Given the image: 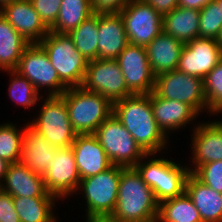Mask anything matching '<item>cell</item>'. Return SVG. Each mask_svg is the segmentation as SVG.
Instances as JSON below:
<instances>
[{
    "label": "cell",
    "mask_w": 222,
    "mask_h": 222,
    "mask_svg": "<svg viewBox=\"0 0 222 222\" xmlns=\"http://www.w3.org/2000/svg\"><path fill=\"white\" fill-rule=\"evenodd\" d=\"M199 21V10L177 7L163 15V32L187 43L199 38Z\"/></svg>",
    "instance_id": "obj_25"
},
{
    "label": "cell",
    "mask_w": 222,
    "mask_h": 222,
    "mask_svg": "<svg viewBox=\"0 0 222 222\" xmlns=\"http://www.w3.org/2000/svg\"><path fill=\"white\" fill-rule=\"evenodd\" d=\"M112 165L134 168L141 160L154 155L146 153L123 124L112 114L94 132Z\"/></svg>",
    "instance_id": "obj_6"
},
{
    "label": "cell",
    "mask_w": 222,
    "mask_h": 222,
    "mask_svg": "<svg viewBox=\"0 0 222 222\" xmlns=\"http://www.w3.org/2000/svg\"><path fill=\"white\" fill-rule=\"evenodd\" d=\"M56 150L55 146L49 143L29 124H26L19 162L43 177L51 165Z\"/></svg>",
    "instance_id": "obj_19"
},
{
    "label": "cell",
    "mask_w": 222,
    "mask_h": 222,
    "mask_svg": "<svg viewBox=\"0 0 222 222\" xmlns=\"http://www.w3.org/2000/svg\"><path fill=\"white\" fill-rule=\"evenodd\" d=\"M0 188L12 197H55L46 190L43 177L21 162L9 165L4 184Z\"/></svg>",
    "instance_id": "obj_21"
},
{
    "label": "cell",
    "mask_w": 222,
    "mask_h": 222,
    "mask_svg": "<svg viewBox=\"0 0 222 222\" xmlns=\"http://www.w3.org/2000/svg\"><path fill=\"white\" fill-rule=\"evenodd\" d=\"M150 4L162 16L178 7V0H142Z\"/></svg>",
    "instance_id": "obj_39"
},
{
    "label": "cell",
    "mask_w": 222,
    "mask_h": 222,
    "mask_svg": "<svg viewBox=\"0 0 222 222\" xmlns=\"http://www.w3.org/2000/svg\"><path fill=\"white\" fill-rule=\"evenodd\" d=\"M116 60L131 94H150L154 90L155 75L145 47L129 43Z\"/></svg>",
    "instance_id": "obj_13"
},
{
    "label": "cell",
    "mask_w": 222,
    "mask_h": 222,
    "mask_svg": "<svg viewBox=\"0 0 222 222\" xmlns=\"http://www.w3.org/2000/svg\"><path fill=\"white\" fill-rule=\"evenodd\" d=\"M120 15L130 44L146 47L163 31V16L142 0H132Z\"/></svg>",
    "instance_id": "obj_12"
},
{
    "label": "cell",
    "mask_w": 222,
    "mask_h": 222,
    "mask_svg": "<svg viewBox=\"0 0 222 222\" xmlns=\"http://www.w3.org/2000/svg\"><path fill=\"white\" fill-rule=\"evenodd\" d=\"M40 108L39 117L29 125L56 148L69 147L75 140L65 99L61 95H48Z\"/></svg>",
    "instance_id": "obj_8"
},
{
    "label": "cell",
    "mask_w": 222,
    "mask_h": 222,
    "mask_svg": "<svg viewBox=\"0 0 222 222\" xmlns=\"http://www.w3.org/2000/svg\"><path fill=\"white\" fill-rule=\"evenodd\" d=\"M61 96L65 99L71 126L76 134H94L113 114L110 100L82 86L68 88Z\"/></svg>",
    "instance_id": "obj_3"
},
{
    "label": "cell",
    "mask_w": 222,
    "mask_h": 222,
    "mask_svg": "<svg viewBox=\"0 0 222 222\" xmlns=\"http://www.w3.org/2000/svg\"><path fill=\"white\" fill-rule=\"evenodd\" d=\"M142 159L135 165L143 181L152 189L158 203L185 193L186 180L191 173L189 167L180 166L168 159Z\"/></svg>",
    "instance_id": "obj_5"
},
{
    "label": "cell",
    "mask_w": 222,
    "mask_h": 222,
    "mask_svg": "<svg viewBox=\"0 0 222 222\" xmlns=\"http://www.w3.org/2000/svg\"><path fill=\"white\" fill-rule=\"evenodd\" d=\"M71 147L81 179L95 176L112 166L94 134H77Z\"/></svg>",
    "instance_id": "obj_17"
},
{
    "label": "cell",
    "mask_w": 222,
    "mask_h": 222,
    "mask_svg": "<svg viewBox=\"0 0 222 222\" xmlns=\"http://www.w3.org/2000/svg\"><path fill=\"white\" fill-rule=\"evenodd\" d=\"M29 44L0 13V69L15 70Z\"/></svg>",
    "instance_id": "obj_26"
},
{
    "label": "cell",
    "mask_w": 222,
    "mask_h": 222,
    "mask_svg": "<svg viewBox=\"0 0 222 222\" xmlns=\"http://www.w3.org/2000/svg\"><path fill=\"white\" fill-rule=\"evenodd\" d=\"M82 87L101 94L112 103L132 95L117 60L98 58L89 61Z\"/></svg>",
    "instance_id": "obj_11"
},
{
    "label": "cell",
    "mask_w": 222,
    "mask_h": 222,
    "mask_svg": "<svg viewBox=\"0 0 222 222\" xmlns=\"http://www.w3.org/2000/svg\"><path fill=\"white\" fill-rule=\"evenodd\" d=\"M214 1L222 9V0H214Z\"/></svg>",
    "instance_id": "obj_45"
},
{
    "label": "cell",
    "mask_w": 222,
    "mask_h": 222,
    "mask_svg": "<svg viewBox=\"0 0 222 222\" xmlns=\"http://www.w3.org/2000/svg\"><path fill=\"white\" fill-rule=\"evenodd\" d=\"M132 0H91L93 14L120 13Z\"/></svg>",
    "instance_id": "obj_37"
},
{
    "label": "cell",
    "mask_w": 222,
    "mask_h": 222,
    "mask_svg": "<svg viewBox=\"0 0 222 222\" xmlns=\"http://www.w3.org/2000/svg\"><path fill=\"white\" fill-rule=\"evenodd\" d=\"M42 22L50 30L58 17L62 0H30Z\"/></svg>",
    "instance_id": "obj_36"
},
{
    "label": "cell",
    "mask_w": 222,
    "mask_h": 222,
    "mask_svg": "<svg viewBox=\"0 0 222 222\" xmlns=\"http://www.w3.org/2000/svg\"><path fill=\"white\" fill-rule=\"evenodd\" d=\"M221 59L217 40L199 37L184 44L177 70L204 79Z\"/></svg>",
    "instance_id": "obj_15"
},
{
    "label": "cell",
    "mask_w": 222,
    "mask_h": 222,
    "mask_svg": "<svg viewBox=\"0 0 222 222\" xmlns=\"http://www.w3.org/2000/svg\"><path fill=\"white\" fill-rule=\"evenodd\" d=\"M25 128L19 132L13 123L0 125V158L8 163L20 160L21 145Z\"/></svg>",
    "instance_id": "obj_31"
},
{
    "label": "cell",
    "mask_w": 222,
    "mask_h": 222,
    "mask_svg": "<svg viewBox=\"0 0 222 222\" xmlns=\"http://www.w3.org/2000/svg\"><path fill=\"white\" fill-rule=\"evenodd\" d=\"M13 0H0V8L3 6V5H5V4H7V3H10V2H12Z\"/></svg>",
    "instance_id": "obj_44"
},
{
    "label": "cell",
    "mask_w": 222,
    "mask_h": 222,
    "mask_svg": "<svg viewBox=\"0 0 222 222\" xmlns=\"http://www.w3.org/2000/svg\"><path fill=\"white\" fill-rule=\"evenodd\" d=\"M39 44L48 54L60 81L67 88L82 86L88 62L77 51L68 34L50 31Z\"/></svg>",
    "instance_id": "obj_4"
},
{
    "label": "cell",
    "mask_w": 222,
    "mask_h": 222,
    "mask_svg": "<svg viewBox=\"0 0 222 222\" xmlns=\"http://www.w3.org/2000/svg\"><path fill=\"white\" fill-rule=\"evenodd\" d=\"M0 13L30 44L39 43L50 32L30 0H13Z\"/></svg>",
    "instance_id": "obj_16"
},
{
    "label": "cell",
    "mask_w": 222,
    "mask_h": 222,
    "mask_svg": "<svg viewBox=\"0 0 222 222\" xmlns=\"http://www.w3.org/2000/svg\"><path fill=\"white\" fill-rule=\"evenodd\" d=\"M10 163L0 158V186L2 185ZM3 180V181H2ZM2 181V182H1Z\"/></svg>",
    "instance_id": "obj_41"
},
{
    "label": "cell",
    "mask_w": 222,
    "mask_h": 222,
    "mask_svg": "<svg viewBox=\"0 0 222 222\" xmlns=\"http://www.w3.org/2000/svg\"><path fill=\"white\" fill-rule=\"evenodd\" d=\"M192 153L196 167L190 169L193 173L200 165L208 162L222 161V122H208L197 125L193 131Z\"/></svg>",
    "instance_id": "obj_18"
},
{
    "label": "cell",
    "mask_w": 222,
    "mask_h": 222,
    "mask_svg": "<svg viewBox=\"0 0 222 222\" xmlns=\"http://www.w3.org/2000/svg\"><path fill=\"white\" fill-rule=\"evenodd\" d=\"M158 221L202 222L198 209L186 193L160 202L158 207Z\"/></svg>",
    "instance_id": "obj_29"
},
{
    "label": "cell",
    "mask_w": 222,
    "mask_h": 222,
    "mask_svg": "<svg viewBox=\"0 0 222 222\" xmlns=\"http://www.w3.org/2000/svg\"><path fill=\"white\" fill-rule=\"evenodd\" d=\"M159 203L135 168H124L112 222H157Z\"/></svg>",
    "instance_id": "obj_2"
},
{
    "label": "cell",
    "mask_w": 222,
    "mask_h": 222,
    "mask_svg": "<svg viewBox=\"0 0 222 222\" xmlns=\"http://www.w3.org/2000/svg\"><path fill=\"white\" fill-rule=\"evenodd\" d=\"M211 2H214V0H178V7L196 9L200 11Z\"/></svg>",
    "instance_id": "obj_40"
},
{
    "label": "cell",
    "mask_w": 222,
    "mask_h": 222,
    "mask_svg": "<svg viewBox=\"0 0 222 222\" xmlns=\"http://www.w3.org/2000/svg\"><path fill=\"white\" fill-rule=\"evenodd\" d=\"M43 180L48 193L57 199L77 192L81 178L71 146L57 148Z\"/></svg>",
    "instance_id": "obj_14"
},
{
    "label": "cell",
    "mask_w": 222,
    "mask_h": 222,
    "mask_svg": "<svg viewBox=\"0 0 222 222\" xmlns=\"http://www.w3.org/2000/svg\"><path fill=\"white\" fill-rule=\"evenodd\" d=\"M98 23L99 15L92 14L68 34L87 62L98 59Z\"/></svg>",
    "instance_id": "obj_30"
},
{
    "label": "cell",
    "mask_w": 222,
    "mask_h": 222,
    "mask_svg": "<svg viewBox=\"0 0 222 222\" xmlns=\"http://www.w3.org/2000/svg\"><path fill=\"white\" fill-rule=\"evenodd\" d=\"M222 28V9L211 2L200 10L199 37L217 40Z\"/></svg>",
    "instance_id": "obj_34"
},
{
    "label": "cell",
    "mask_w": 222,
    "mask_h": 222,
    "mask_svg": "<svg viewBox=\"0 0 222 222\" xmlns=\"http://www.w3.org/2000/svg\"><path fill=\"white\" fill-rule=\"evenodd\" d=\"M193 174L210 188L222 193V161L200 165Z\"/></svg>",
    "instance_id": "obj_35"
},
{
    "label": "cell",
    "mask_w": 222,
    "mask_h": 222,
    "mask_svg": "<svg viewBox=\"0 0 222 222\" xmlns=\"http://www.w3.org/2000/svg\"><path fill=\"white\" fill-rule=\"evenodd\" d=\"M152 113L158 127L167 136V131L185 127L198 113L188 104L177 100L164 99L151 92Z\"/></svg>",
    "instance_id": "obj_22"
},
{
    "label": "cell",
    "mask_w": 222,
    "mask_h": 222,
    "mask_svg": "<svg viewBox=\"0 0 222 222\" xmlns=\"http://www.w3.org/2000/svg\"><path fill=\"white\" fill-rule=\"evenodd\" d=\"M87 222H112L109 218L87 217Z\"/></svg>",
    "instance_id": "obj_42"
},
{
    "label": "cell",
    "mask_w": 222,
    "mask_h": 222,
    "mask_svg": "<svg viewBox=\"0 0 222 222\" xmlns=\"http://www.w3.org/2000/svg\"><path fill=\"white\" fill-rule=\"evenodd\" d=\"M56 197H13L20 222H56L53 206Z\"/></svg>",
    "instance_id": "obj_27"
},
{
    "label": "cell",
    "mask_w": 222,
    "mask_h": 222,
    "mask_svg": "<svg viewBox=\"0 0 222 222\" xmlns=\"http://www.w3.org/2000/svg\"><path fill=\"white\" fill-rule=\"evenodd\" d=\"M184 44L162 31L145 47L155 76L177 69Z\"/></svg>",
    "instance_id": "obj_23"
},
{
    "label": "cell",
    "mask_w": 222,
    "mask_h": 222,
    "mask_svg": "<svg viewBox=\"0 0 222 222\" xmlns=\"http://www.w3.org/2000/svg\"><path fill=\"white\" fill-rule=\"evenodd\" d=\"M217 43L219 44L220 48L222 49V28H221V32L219 34V37L217 38Z\"/></svg>",
    "instance_id": "obj_43"
},
{
    "label": "cell",
    "mask_w": 222,
    "mask_h": 222,
    "mask_svg": "<svg viewBox=\"0 0 222 222\" xmlns=\"http://www.w3.org/2000/svg\"><path fill=\"white\" fill-rule=\"evenodd\" d=\"M153 92L158 97L188 104L198 114L203 109L208 110L203 79L190 76L177 69L155 76Z\"/></svg>",
    "instance_id": "obj_9"
},
{
    "label": "cell",
    "mask_w": 222,
    "mask_h": 222,
    "mask_svg": "<svg viewBox=\"0 0 222 222\" xmlns=\"http://www.w3.org/2000/svg\"><path fill=\"white\" fill-rule=\"evenodd\" d=\"M93 14L91 0H62L51 32L69 34Z\"/></svg>",
    "instance_id": "obj_28"
},
{
    "label": "cell",
    "mask_w": 222,
    "mask_h": 222,
    "mask_svg": "<svg viewBox=\"0 0 222 222\" xmlns=\"http://www.w3.org/2000/svg\"><path fill=\"white\" fill-rule=\"evenodd\" d=\"M11 73L14 78L11 79L9 88V96L12 100L17 101L19 105L26 107L34 106L41 96L34 85L28 81L25 77L21 76L15 70H7V73Z\"/></svg>",
    "instance_id": "obj_33"
},
{
    "label": "cell",
    "mask_w": 222,
    "mask_h": 222,
    "mask_svg": "<svg viewBox=\"0 0 222 222\" xmlns=\"http://www.w3.org/2000/svg\"><path fill=\"white\" fill-rule=\"evenodd\" d=\"M0 222H20L10 193L0 188Z\"/></svg>",
    "instance_id": "obj_38"
},
{
    "label": "cell",
    "mask_w": 222,
    "mask_h": 222,
    "mask_svg": "<svg viewBox=\"0 0 222 222\" xmlns=\"http://www.w3.org/2000/svg\"><path fill=\"white\" fill-rule=\"evenodd\" d=\"M98 58L116 60L129 44L120 13L99 14Z\"/></svg>",
    "instance_id": "obj_20"
},
{
    "label": "cell",
    "mask_w": 222,
    "mask_h": 222,
    "mask_svg": "<svg viewBox=\"0 0 222 222\" xmlns=\"http://www.w3.org/2000/svg\"><path fill=\"white\" fill-rule=\"evenodd\" d=\"M204 94L209 113L222 111V59L203 79Z\"/></svg>",
    "instance_id": "obj_32"
},
{
    "label": "cell",
    "mask_w": 222,
    "mask_h": 222,
    "mask_svg": "<svg viewBox=\"0 0 222 222\" xmlns=\"http://www.w3.org/2000/svg\"><path fill=\"white\" fill-rule=\"evenodd\" d=\"M124 167L112 165L103 172L81 179L87 217L110 218L117 205L118 185Z\"/></svg>",
    "instance_id": "obj_7"
},
{
    "label": "cell",
    "mask_w": 222,
    "mask_h": 222,
    "mask_svg": "<svg viewBox=\"0 0 222 222\" xmlns=\"http://www.w3.org/2000/svg\"><path fill=\"white\" fill-rule=\"evenodd\" d=\"M21 76L30 81L39 92L41 87H49L48 95H62L68 88L60 81L51 64L48 54L39 43L29 44L15 69Z\"/></svg>",
    "instance_id": "obj_10"
},
{
    "label": "cell",
    "mask_w": 222,
    "mask_h": 222,
    "mask_svg": "<svg viewBox=\"0 0 222 222\" xmlns=\"http://www.w3.org/2000/svg\"><path fill=\"white\" fill-rule=\"evenodd\" d=\"M113 114L146 153H159L167 137L152 113L151 93L132 94L113 103ZM167 139V140H166Z\"/></svg>",
    "instance_id": "obj_1"
},
{
    "label": "cell",
    "mask_w": 222,
    "mask_h": 222,
    "mask_svg": "<svg viewBox=\"0 0 222 222\" xmlns=\"http://www.w3.org/2000/svg\"><path fill=\"white\" fill-rule=\"evenodd\" d=\"M185 193L198 209L202 222H222V193L201 182L193 173L187 177Z\"/></svg>",
    "instance_id": "obj_24"
}]
</instances>
